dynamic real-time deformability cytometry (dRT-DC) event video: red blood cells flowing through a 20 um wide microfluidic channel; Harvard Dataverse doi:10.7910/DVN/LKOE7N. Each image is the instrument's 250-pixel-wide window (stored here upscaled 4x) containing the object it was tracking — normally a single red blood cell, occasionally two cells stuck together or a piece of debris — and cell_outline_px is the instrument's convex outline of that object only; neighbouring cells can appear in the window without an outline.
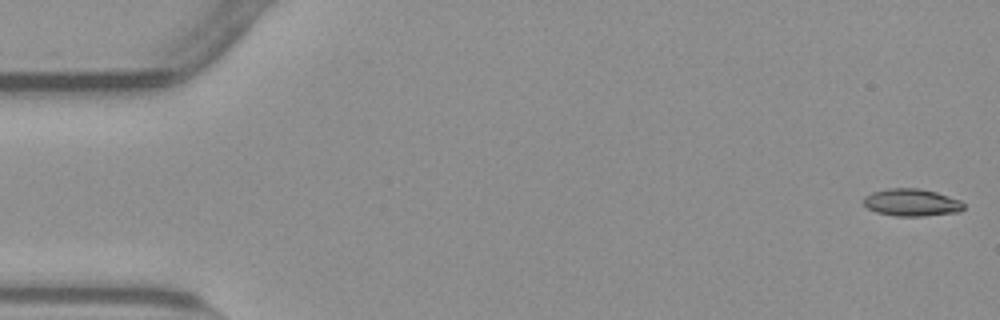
{"species": "common noctule bat (a hibernating species)", "species_latin": "Nyctalus noctula", "temperature_condition": "warm", "stored_images_in_passage": 54, "camera_frame_rate_fps": 3000, "um_per_image_px": 0.085, "animal": {"sex": "male", "body_mass_g": 23.1, "forearm_length_mm": 52.7}, "frame": {"image": 1, "passage_image": 1, "time_ms": 0.0, "image_size_px": [1000, 320], "cell_outline_px": [[964, 208], [960, 212], [924, 216], [896, 216], [876, 212], [868, 208], [864, 204], [864, 196], [872, 192], [888, 188], [916, 188], [936, 192], [960, 200], [964, 204]], "centroid_in_image_um": [77.49, 17.21], "position_along_channel_um": 7.5, "area_um2": 15.95}}
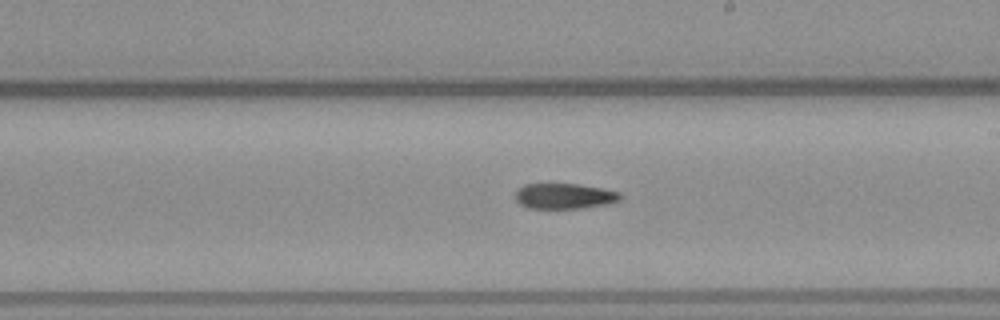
{"frame": {"image": 2, "passage_image": 31, "time_ms": 10.0, "image_size_px": [1000, 320], "cell_outline_px": [[620, 200], [604, 204], [580, 208], [528, 208], [520, 204], [516, 200], [516, 192], [524, 184], [580, 184], [620, 192]], "centroid_in_image_um": [47.95, 16.66], "position_along_channel_um": 241.1, "area_um2": 15.32}}
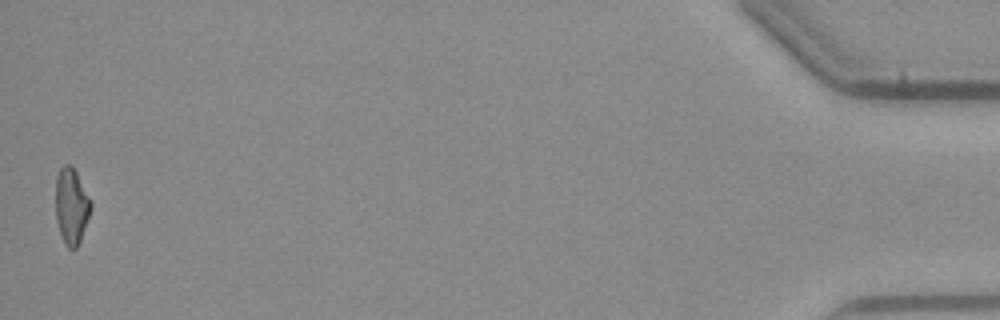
{"frame": {"image": 3, "passage_image": 54, "time_ms": 17.667, "image_size_px": [1000, 320], "cell_outline_px": [[92, 208], [80, 240], [76, 248], [68, 248], [64, 244], [56, 220], [56, 176], [60, 168], [64, 164], [72, 164], [92, 204]], "centroid_in_image_um": [6.06, 17.5], "position_along_channel_um": 429.1, "area_um2": 15.49}}